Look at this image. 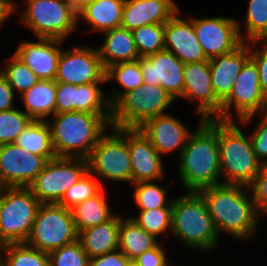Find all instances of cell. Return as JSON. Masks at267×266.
I'll use <instances>...</instances> for the list:
<instances>
[{
	"instance_id": "cell-1",
	"label": "cell",
	"mask_w": 267,
	"mask_h": 266,
	"mask_svg": "<svg viewBox=\"0 0 267 266\" xmlns=\"http://www.w3.org/2000/svg\"><path fill=\"white\" fill-rule=\"evenodd\" d=\"M199 120L198 128L189 135L178 157V174L186 192H199L222 184L218 119Z\"/></svg>"
},
{
	"instance_id": "cell-2",
	"label": "cell",
	"mask_w": 267,
	"mask_h": 266,
	"mask_svg": "<svg viewBox=\"0 0 267 266\" xmlns=\"http://www.w3.org/2000/svg\"><path fill=\"white\" fill-rule=\"evenodd\" d=\"M198 193L206 202L219 234L227 233L241 241L256 235L261 216L255 207L249 187L219 184Z\"/></svg>"
},
{
	"instance_id": "cell-3",
	"label": "cell",
	"mask_w": 267,
	"mask_h": 266,
	"mask_svg": "<svg viewBox=\"0 0 267 266\" xmlns=\"http://www.w3.org/2000/svg\"><path fill=\"white\" fill-rule=\"evenodd\" d=\"M53 119V121H52ZM52 143L57 157L87 159L98 140L111 127V114L63 112L52 116Z\"/></svg>"
},
{
	"instance_id": "cell-4",
	"label": "cell",
	"mask_w": 267,
	"mask_h": 266,
	"mask_svg": "<svg viewBox=\"0 0 267 266\" xmlns=\"http://www.w3.org/2000/svg\"><path fill=\"white\" fill-rule=\"evenodd\" d=\"M172 234L192 250L209 252L218 246L219 233L198 192H186L173 199Z\"/></svg>"
},
{
	"instance_id": "cell-5",
	"label": "cell",
	"mask_w": 267,
	"mask_h": 266,
	"mask_svg": "<svg viewBox=\"0 0 267 266\" xmlns=\"http://www.w3.org/2000/svg\"><path fill=\"white\" fill-rule=\"evenodd\" d=\"M219 162L222 184L249 186L261 170L250 135L245 136L234 121L218 119Z\"/></svg>"
},
{
	"instance_id": "cell-6",
	"label": "cell",
	"mask_w": 267,
	"mask_h": 266,
	"mask_svg": "<svg viewBox=\"0 0 267 266\" xmlns=\"http://www.w3.org/2000/svg\"><path fill=\"white\" fill-rule=\"evenodd\" d=\"M175 101L160 85L143 83L124 93L111 106V127L139 128L150 118L165 114Z\"/></svg>"
},
{
	"instance_id": "cell-7",
	"label": "cell",
	"mask_w": 267,
	"mask_h": 266,
	"mask_svg": "<svg viewBox=\"0 0 267 266\" xmlns=\"http://www.w3.org/2000/svg\"><path fill=\"white\" fill-rule=\"evenodd\" d=\"M40 205L29 187L0 188V246L26 242Z\"/></svg>"
},
{
	"instance_id": "cell-8",
	"label": "cell",
	"mask_w": 267,
	"mask_h": 266,
	"mask_svg": "<svg viewBox=\"0 0 267 266\" xmlns=\"http://www.w3.org/2000/svg\"><path fill=\"white\" fill-rule=\"evenodd\" d=\"M23 23L37 38L65 40L77 30V14L67 0H25Z\"/></svg>"
},
{
	"instance_id": "cell-9",
	"label": "cell",
	"mask_w": 267,
	"mask_h": 266,
	"mask_svg": "<svg viewBox=\"0 0 267 266\" xmlns=\"http://www.w3.org/2000/svg\"><path fill=\"white\" fill-rule=\"evenodd\" d=\"M265 99L257 64L249 58L242 66L230 95L221 103V112L215 119L234 121L231 113L234 108L238 123L250 124L256 114H262Z\"/></svg>"
},
{
	"instance_id": "cell-10",
	"label": "cell",
	"mask_w": 267,
	"mask_h": 266,
	"mask_svg": "<svg viewBox=\"0 0 267 266\" xmlns=\"http://www.w3.org/2000/svg\"><path fill=\"white\" fill-rule=\"evenodd\" d=\"M77 240L72 211L58 204H41L25 243L49 254Z\"/></svg>"
},
{
	"instance_id": "cell-11",
	"label": "cell",
	"mask_w": 267,
	"mask_h": 266,
	"mask_svg": "<svg viewBox=\"0 0 267 266\" xmlns=\"http://www.w3.org/2000/svg\"><path fill=\"white\" fill-rule=\"evenodd\" d=\"M104 134L87 158L88 170L101 179L132 184L127 128H113Z\"/></svg>"
},
{
	"instance_id": "cell-12",
	"label": "cell",
	"mask_w": 267,
	"mask_h": 266,
	"mask_svg": "<svg viewBox=\"0 0 267 266\" xmlns=\"http://www.w3.org/2000/svg\"><path fill=\"white\" fill-rule=\"evenodd\" d=\"M88 171V161L79 157H55L29 186L41 204H58L66 190Z\"/></svg>"
},
{
	"instance_id": "cell-13",
	"label": "cell",
	"mask_w": 267,
	"mask_h": 266,
	"mask_svg": "<svg viewBox=\"0 0 267 266\" xmlns=\"http://www.w3.org/2000/svg\"><path fill=\"white\" fill-rule=\"evenodd\" d=\"M105 74L97 48L76 46L61 50L55 81L74 85L107 82Z\"/></svg>"
},
{
	"instance_id": "cell-14",
	"label": "cell",
	"mask_w": 267,
	"mask_h": 266,
	"mask_svg": "<svg viewBox=\"0 0 267 266\" xmlns=\"http://www.w3.org/2000/svg\"><path fill=\"white\" fill-rule=\"evenodd\" d=\"M193 26L207 59L229 53L243 42L241 24L231 17L193 18Z\"/></svg>"
},
{
	"instance_id": "cell-15",
	"label": "cell",
	"mask_w": 267,
	"mask_h": 266,
	"mask_svg": "<svg viewBox=\"0 0 267 266\" xmlns=\"http://www.w3.org/2000/svg\"><path fill=\"white\" fill-rule=\"evenodd\" d=\"M46 163L15 143L0 145V188L29 187Z\"/></svg>"
},
{
	"instance_id": "cell-16",
	"label": "cell",
	"mask_w": 267,
	"mask_h": 266,
	"mask_svg": "<svg viewBox=\"0 0 267 266\" xmlns=\"http://www.w3.org/2000/svg\"><path fill=\"white\" fill-rule=\"evenodd\" d=\"M183 75L181 98L199 102L197 113L200 119H215L221 112V102L212 90L209 60L184 64Z\"/></svg>"
},
{
	"instance_id": "cell-17",
	"label": "cell",
	"mask_w": 267,
	"mask_h": 266,
	"mask_svg": "<svg viewBox=\"0 0 267 266\" xmlns=\"http://www.w3.org/2000/svg\"><path fill=\"white\" fill-rule=\"evenodd\" d=\"M106 82L74 85L56 82L55 113L87 112L90 114H111V104L104 98L98 86Z\"/></svg>"
},
{
	"instance_id": "cell-18",
	"label": "cell",
	"mask_w": 267,
	"mask_h": 266,
	"mask_svg": "<svg viewBox=\"0 0 267 266\" xmlns=\"http://www.w3.org/2000/svg\"><path fill=\"white\" fill-rule=\"evenodd\" d=\"M144 83L160 85L175 100L182 97L184 88V63L173 53L161 51L147 57H140Z\"/></svg>"
},
{
	"instance_id": "cell-19",
	"label": "cell",
	"mask_w": 267,
	"mask_h": 266,
	"mask_svg": "<svg viewBox=\"0 0 267 266\" xmlns=\"http://www.w3.org/2000/svg\"><path fill=\"white\" fill-rule=\"evenodd\" d=\"M127 144L130 154L132 184L163 178L164 166L149 139L138 128H127Z\"/></svg>"
},
{
	"instance_id": "cell-20",
	"label": "cell",
	"mask_w": 267,
	"mask_h": 266,
	"mask_svg": "<svg viewBox=\"0 0 267 266\" xmlns=\"http://www.w3.org/2000/svg\"><path fill=\"white\" fill-rule=\"evenodd\" d=\"M149 139L159 155L169 154L175 150L178 155L186 146L187 139L192 133L170 113L150 118L138 128Z\"/></svg>"
},
{
	"instance_id": "cell-21",
	"label": "cell",
	"mask_w": 267,
	"mask_h": 266,
	"mask_svg": "<svg viewBox=\"0 0 267 266\" xmlns=\"http://www.w3.org/2000/svg\"><path fill=\"white\" fill-rule=\"evenodd\" d=\"M24 41L14 55L27 65L40 80H55L63 40L37 38Z\"/></svg>"
},
{
	"instance_id": "cell-22",
	"label": "cell",
	"mask_w": 267,
	"mask_h": 266,
	"mask_svg": "<svg viewBox=\"0 0 267 266\" xmlns=\"http://www.w3.org/2000/svg\"><path fill=\"white\" fill-rule=\"evenodd\" d=\"M179 13L180 10L165 23V50L184 64L208 60L196 37L193 18H180Z\"/></svg>"
},
{
	"instance_id": "cell-23",
	"label": "cell",
	"mask_w": 267,
	"mask_h": 266,
	"mask_svg": "<svg viewBox=\"0 0 267 266\" xmlns=\"http://www.w3.org/2000/svg\"><path fill=\"white\" fill-rule=\"evenodd\" d=\"M249 58L250 42H242L235 50L208 59L212 90L221 103L230 95L242 66Z\"/></svg>"
},
{
	"instance_id": "cell-24",
	"label": "cell",
	"mask_w": 267,
	"mask_h": 266,
	"mask_svg": "<svg viewBox=\"0 0 267 266\" xmlns=\"http://www.w3.org/2000/svg\"><path fill=\"white\" fill-rule=\"evenodd\" d=\"M174 0H125L121 27L133 31L149 24H165L178 10Z\"/></svg>"
},
{
	"instance_id": "cell-25",
	"label": "cell",
	"mask_w": 267,
	"mask_h": 266,
	"mask_svg": "<svg viewBox=\"0 0 267 266\" xmlns=\"http://www.w3.org/2000/svg\"><path fill=\"white\" fill-rule=\"evenodd\" d=\"M121 215H114L105 223L90 227L78 233V241L89 258L118 249Z\"/></svg>"
},
{
	"instance_id": "cell-26",
	"label": "cell",
	"mask_w": 267,
	"mask_h": 266,
	"mask_svg": "<svg viewBox=\"0 0 267 266\" xmlns=\"http://www.w3.org/2000/svg\"><path fill=\"white\" fill-rule=\"evenodd\" d=\"M102 34L105 35V39L97 49L105 70L113 64L132 62L140 58L135 47L132 31L119 27Z\"/></svg>"
},
{
	"instance_id": "cell-27",
	"label": "cell",
	"mask_w": 267,
	"mask_h": 266,
	"mask_svg": "<svg viewBox=\"0 0 267 266\" xmlns=\"http://www.w3.org/2000/svg\"><path fill=\"white\" fill-rule=\"evenodd\" d=\"M125 0H93L77 14V22L84 20L92 31L104 33L121 27Z\"/></svg>"
},
{
	"instance_id": "cell-28",
	"label": "cell",
	"mask_w": 267,
	"mask_h": 266,
	"mask_svg": "<svg viewBox=\"0 0 267 266\" xmlns=\"http://www.w3.org/2000/svg\"><path fill=\"white\" fill-rule=\"evenodd\" d=\"M20 97L23 100L24 112L36 121H47L55 114L56 81L39 80Z\"/></svg>"
},
{
	"instance_id": "cell-29",
	"label": "cell",
	"mask_w": 267,
	"mask_h": 266,
	"mask_svg": "<svg viewBox=\"0 0 267 266\" xmlns=\"http://www.w3.org/2000/svg\"><path fill=\"white\" fill-rule=\"evenodd\" d=\"M157 237L141 228L130 217H121L119 227L118 249L131 261L158 245Z\"/></svg>"
},
{
	"instance_id": "cell-30",
	"label": "cell",
	"mask_w": 267,
	"mask_h": 266,
	"mask_svg": "<svg viewBox=\"0 0 267 266\" xmlns=\"http://www.w3.org/2000/svg\"><path fill=\"white\" fill-rule=\"evenodd\" d=\"M104 190L86 199L71 209L77 232L97 226L110 220L114 214L108 204Z\"/></svg>"
},
{
	"instance_id": "cell-31",
	"label": "cell",
	"mask_w": 267,
	"mask_h": 266,
	"mask_svg": "<svg viewBox=\"0 0 267 266\" xmlns=\"http://www.w3.org/2000/svg\"><path fill=\"white\" fill-rule=\"evenodd\" d=\"M48 121L33 120L14 143L32 154L44 157L47 161L57 157Z\"/></svg>"
},
{
	"instance_id": "cell-32",
	"label": "cell",
	"mask_w": 267,
	"mask_h": 266,
	"mask_svg": "<svg viewBox=\"0 0 267 266\" xmlns=\"http://www.w3.org/2000/svg\"><path fill=\"white\" fill-rule=\"evenodd\" d=\"M106 81H117L122 88V91L118 89H112V98H108L111 106L124 94L130 90L139 88L144 83L140 58L132 62H119L109 66L106 69ZM111 99V100H110Z\"/></svg>"
},
{
	"instance_id": "cell-33",
	"label": "cell",
	"mask_w": 267,
	"mask_h": 266,
	"mask_svg": "<svg viewBox=\"0 0 267 266\" xmlns=\"http://www.w3.org/2000/svg\"><path fill=\"white\" fill-rule=\"evenodd\" d=\"M5 256H2V254ZM3 266H50L49 254L26 243H10L0 246Z\"/></svg>"
},
{
	"instance_id": "cell-34",
	"label": "cell",
	"mask_w": 267,
	"mask_h": 266,
	"mask_svg": "<svg viewBox=\"0 0 267 266\" xmlns=\"http://www.w3.org/2000/svg\"><path fill=\"white\" fill-rule=\"evenodd\" d=\"M139 57L165 50V24H149L132 31Z\"/></svg>"
},
{
	"instance_id": "cell-35",
	"label": "cell",
	"mask_w": 267,
	"mask_h": 266,
	"mask_svg": "<svg viewBox=\"0 0 267 266\" xmlns=\"http://www.w3.org/2000/svg\"><path fill=\"white\" fill-rule=\"evenodd\" d=\"M245 22L246 32L239 34L243 42L267 40V0H249Z\"/></svg>"
},
{
	"instance_id": "cell-36",
	"label": "cell",
	"mask_w": 267,
	"mask_h": 266,
	"mask_svg": "<svg viewBox=\"0 0 267 266\" xmlns=\"http://www.w3.org/2000/svg\"><path fill=\"white\" fill-rule=\"evenodd\" d=\"M133 185L135 188L132 196L140 210L172 207L173 200L167 198L166 189L154 181L138 182Z\"/></svg>"
},
{
	"instance_id": "cell-37",
	"label": "cell",
	"mask_w": 267,
	"mask_h": 266,
	"mask_svg": "<svg viewBox=\"0 0 267 266\" xmlns=\"http://www.w3.org/2000/svg\"><path fill=\"white\" fill-rule=\"evenodd\" d=\"M5 67L0 69L1 74L7 79L13 90L21 95L33 87L40 79L14 54L7 59Z\"/></svg>"
},
{
	"instance_id": "cell-38",
	"label": "cell",
	"mask_w": 267,
	"mask_h": 266,
	"mask_svg": "<svg viewBox=\"0 0 267 266\" xmlns=\"http://www.w3.org/2000/svg\"><path fill=\"white\" fill-rule=\"evenodd\" d=\"M89 170L64 193L58 205L72 209L77 204L97 195L103 187Z\"/></svg>"
},
{
	"instance_id": "cell-39",
	"label": "cell",
	"mask_w": 267,
	"mask_h": 266,
	"mask_svg": "<svg viewBox=\"0 0 267 266\" xmlns=\"http://www.w3.org/2000/svg\"><path fill=\"white\" fill-rule=\"evenodd\" d=\"M139 213L138 216L130 218L148 233L156 237L167 231L171 233L172 207L140 210Z\"/></svg>"
},
{
	"instance_id": "cell-40",
	"label": "cell",
	"mask_w": 267,
	"mask_h": 266,
	"mask_svg": "<svg viewBox=\"0 0 267 266\" xmlns=\"http://www.w3.org/2000/svg\"><path fill=\"white\" fill-rule=\"evenodd\" d=\"M33 120L17 108L0 111V145L14 143Z\"/></svg>"
},
{
	"instance_id": "cell-41",
	"label": "cell",
	"mask_w": 267,
	"mask_h": 266,
	"mask_svg": "<svg viewBox=\"0 0 267 266\" xmlns=\"http://www.w3.org/2000/svg\"><path fill=\"white\" fill-rule=\"evenodd\" d=\"M50 266H89L90 258L77 240L49 253Z\"/></svg>"
},
{
	"instance_id": "cell-42",
	"label": "cell",
	"mask_w": 267,
	"mask_h": 266,
	"mask_svg": "<svg viewBox=\"0 0 267 266\" xmlns=\"http://www.w3.org/2000/svg\"><path fill=\"white\" fill-rule=\"evenodd\" d=\"M248 187L258 213L267 215V163L262 165L256 178Z\"/></svg>"
},
{
	"instance_id": "cell-43",
	"label": "cell",
	"mask_w": 267,
	"mask_h": 266,
	"mask_svg": "<svg viewBox=\"0 0 267 266\" xmlns=\"http://www.w3.org/2000/svg\"><path fill=\"white\" fill-rule=\"evenodd\" d=\"M264 43L262 48L256 46ZM255 45L254 48H252ZM257 47V49H255ZM255 49V50H254ZM250 58L257 64L260 85L265 96L267 95V40H255L250 42Z\"/></svg>"
},
{
	"instance_id": "cell-44",
	"label": "cell",
	"mask_w": 267,
	"mask_h": 266,
	"mask_svg": "<svg viewBox=\"0 0 267 266\" xmlns=\"http://www.w3.org/2000/svg\"><path fill=\"white\" fill-rule=\"evenodd\" d=\"M259 116L261 121L251 133L250 139L257 158L265 164L267 163V118L262 114Z\"/></svg>"
},
{
	"instance_id": "cell-45",
	"label": "cell",
	"mask_w": 267,
	"mask_h": 266,
	"mask_svg": "<svg viewBox=\"0 0 267 266\" xmlns=\"http://www.w3.org/2000/svg\"><path fill=\"white\" fill-rule=\"evenodd\" d=\"M167 255L159 244L143 254L139 255L132 262L136 266H168L169 261Z\"/></svg>"
},
{
	"instance_id": "cell-46",
	"label": "cell",
	"mask_w": 267,
	"mask_h": 266,
	"mask_svg": "<svg viewBox=\"0 0 267 266\" xmlns=\"http://www.w3.org/2000/svg\"><path fill=\"white\" fill-rule=\"evenodd\" d=\"M131 260L119 249L90 258L89 266H129Z\"/></svg>"
},
{
	"instance_id": "cell-47",
	"label": "cell",
	"mask_w": 267,
	"mask_h": 266,
	"mask_svg": "<svg viewBox=\"0 0 267 266\" xmlns=\"http://www.w3.org/2000/svg\"><path fill=\"white\" fill-rule=\"evenodd\" d=\"M14 96L15 92L13 88L0 72V111H9L15 108Z\"/></svg>"
},
{
	"instance_id": "cell-48",
	"label": "cell",
	"mask_w": 267,
	"mask_h": 266,
	"mask_svg": "<svg viewBox=\"0 0 267 266\" xmlns=\"http://www.w3.org/2000/svg\"><path fill=\"white\" fill-rule=\"evenodd\" d=\"M19 4L15 3L14 0L9 2H0V27H3V23L6 19L10 18L11 15L19 9Z\"/></svg>"
},
{
	"instance_id": "cell-49",
	"label": "cell",
	"mask_w": 267,
	"mask_h": 266,
	"mask_svg": "<svg viewBox=\"0 0 267 266\" xmlns=\"http://www.w3.org/2000/svg\"><path fill=\"white\" fill-rule=\"evenodd\" d=\"M73 11L78 14L82 11L87 5H89L93 0H67Z\"/></svg>"
},
{
	"instance_id": "cell-50",
	"label": "cell",
	"mask_w": 267,
	"mask_h": 266,
	"mask_svg": "<svg viewBox=\"0 0 267 266\" xmlns=\"http://www.w3.org/2000/svg\"><path fill=\"white\" fill-rule=\"evenodd\" d=\"M262 115L267 118V95H266L265 106H264Z\"/></svg>"
},
{
	"instance_id": "cell-51",
	"label": "cell",
	"mask_w": 267,
	"mask_h": 266,
	"mask_svg": "<svg viewBox=\"0 0 267 266\" xmlns=\"http://www.w3.org/2000/svg\"><path fill=\"white\" fill-rule=\"evenodd\" d=\"M0 2H9V0H0Z\"/></svg>"
},
{
	"instance_id": "cell-52",
	"label": "cell",
	"mask_w": 267,
	"mask_h": 266,
	"mask_svg": "<svg viewBox=\"0 0 267 266\" xmlns=\"http://www.w3.org/2000/svg\"><path fill=\"white\" fill-rule=\"evenodd\" d=\"M129 266H136L133 262H131V264Z\"/></svg>"
},
{
	"instance_id": "cell-53",
	"label": "cell",
	"mask_w": 267,
	"mask_h": 266,
	"mask_svg": "<svg viewBox=\"0 0 267 266\" xmlns=\"http://www.w3.org/2000/svg\"><path fill=\"white\" fill-rule=\"evenodd\" d=\"M0 266H3V264H2V260H1V257H0Z\"/></svg>"
}]
</instances>
